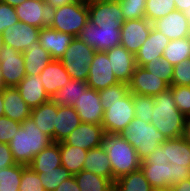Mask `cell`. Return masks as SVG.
<instances>
[{
    "label": "cell",
    "instance_id": "cell-1",
    "mask_svg": "<svg viewBox=\"0 0 190 191\" xmlns=\"http://www.w3.org/2000/svg\"><path fill=\"white\" fill-rule=\"evenodd\" d=\"M152 188L173 187L190 178V145L182 138L167 139L140 163Z\"/></svg>",
    "mask_w": 190,
    "mask_h": 191
},
{
    "label": "cell",
    "instance_id": "cell-2",
    "mask_svg": "<svg viewBox=\"0 0 190 191\" xmlns=\"http://www.w3.org/2000/svg\"><path fill=\"white\" fill-rule=\"evenodd\" d=\"M53 143L52 138L36 126L31 117L25 119L8 143L16 163L29 165L35 155Z\"/></svg>",
    "mask_w": 190,
    "mask_h": 191
},
{
    "label": "cell",
    "instance_id": "cell-3",
    "mask_svg": "<svg viewBox=\"0 0 190 191\" xmlns=\"http://www.w3.org/2000/svg\"><path fill=\"white\" fill-rule=\"evenodd\" d=\"M151 122L167 139L182 137L186 117L177 109L171 89L153 96Z\"/></svg>",
    "mask_w": 190,
    "mask_h": 191
},
{
    "label": "cell",
    "instance_id": "cell-4",
    "mask_svg": "<svg viewBox=\"0 0 190 191\" xmlns=\"http://www.w3.org/2000/svg\"><path fill=\"white\" fill-rule=\"evenodd\" d=\"M101 147L110 159L113 183L121 176L140 169V163L135 148L121 135L104 133Z\"/></svg>",
    "mask_w": 190,
    "mask_h": 191
},
{
    "label": "cell",
    "instance_id": "cell-5",
    "mask_svg": "<svg viewBox=\"0 0 190 191\" xmlns=\"http://www.w3.org/2000/svg\"><path fill=\"white\" fill-rule=\"evenodd\" d=\"M121 135L135 148L141 162L167 140L152 123L139 118H134L121 132Z\"/></svg>",
    "mask_w": 190,
    "mask_h": 191
},
{
    "label": "cell",
    "instance_id": "cell-6",
    "mask_svg": "<svg viewBox=\"0 0 190 191\" xmlns=\"http://www.w3.org/2000/svg\"><path fill=\"white\" fill-rule=\"evenodd\" d=\"M89 20L88 3L77 0L74 3L51 10L49 27L78 37Z\"/></svg>",
    "mask_w": 190,
    "mask_h": 191
},
{
    "label": "cell",
    "instance_id": "cell-7",
    "mask_svg": "<svg viewBox=\"0 0 190 191\" xmlns=\"http://www.w3.org/2000/svg\"><path fill=\"white\" fill-rule=\"evenodd\" d=\"M95 52L92 47L84 43L79 37H75L59 60L71 79L87 81L89 65L94 58Z\"/></svg>",
    "mask_w": 190,
    "mask_h": 191
},
{
    "label": "cell",
    "instance_id": "cell-8",
    "mask_svg": "<svg viewBox=\"0 0 190 191\" xmlns=\"http://www.w3.org/2000/svg\"><path fill=\"white\" fill-rule=\"evenodd\" d=\"M104 110L102 127L105 133L121 134L135 118L132 93L113 102H101Z\"/></svg>",
    "mask_w": 190,
    "mask_h": 191
},
{
    "label": "cell",
    "instance_id": "cell-9",
    "mask_svg": "<svg viewBox=\"0 0 190 191\" xmlns=\"http://www.w3.org/2000/svg\"><path fill=\"white\" fill-rule=\"evenodd\" d=\"M121 27L97 26L88 20L78 37L95 51H107L120 45Z\"/></svg>",
    "mask_w": 190,
    "mask_h": 191
},
{
    "label": "cell",
    "instance_id": "cell-10",
    "mask_svg": "<svg viewBox=\"0 0 190 191\" xmlns=\"http://www.w3.org/2000/svg\"><path fill=\"white\" fill-rule=\"evenodd\" d=\"M3 87H16L26 76L23 53L4 45L0 51Z\"/></svg>",
    "mask_w": 190,
    "mask_h": 191
},
{
    "label": "cell",
    "instance_id": "cell-11",
    "mask_svg": "<svg viewBox=\"0 0 190 191\" xmlns=\"http://www.w3.org/2000/svg\"><path fill=\"white\" fill-rule=\"evenodd\" d=\"M111 67L107 53L105 51H96L89 65L88 87L100 91L118 84L119 82L115 78Z\"/></svg>",
    "mask_w": 190,
    "mask_h": 191
},
{
    "label": "cell",
    "instance_id": "cell-12",
    "mask_svg": "<svg viewBox=\"0 0 190 191\" xmlns=\"http://www.w3.org/2000/svg\"><path fill=\"white\" fill-rule=\"evenodd\" d=\"M153 23L147 18L126 20L121 27V43L130 53L136 55L148 38Z\"/></svg>",
    "mask_w": 190,
    "mask_h": 191
},
{
    "label": "cell",
    "instance_id": "cell-13",
    "mask_svg": "<svg viewBox=\"0 0 190 191\" xmlns=\"http://www.w3.org/2000/svg\"><path fill=\"white\" fill-rule=\"evenodd\" d=\"M72 106L82 123L102 125L104 110L97 90L88 87Z\"/></svg>",
    "mask_w": 190,
    "mask_h": 191
},
{
    "label": "cell",
    "instance_id": "cell-14",
    "mask_svg": "<svg viewBox=\"0 0 190 191\" xmlns=\"http://www.w3.org/2000/svg\"><path fill=\"white\" fill-rule=\"evenodd\" d=\"M128 86L129 92L144 96H155L169 88L163 79L148 72L142 66L136 67Z\"/></svg>",
    "mask_w": 190,
    "mask_h": 191
},
{
    "label": "cell",
    "instance_id": "cell-15",
    "mask_svg": "<svg viewBox=\"0 0 190 191\" xmlns=\"http://www.w3.org/2000/svg\"><path fill=\"white\" fill-rule=\"evenodd\" d=\"M39 31L40 28L19 21L2 32L4 45L23 53L31 43L38 40Z\"/></svg>",
    "mask_w": 190,
    "mask_h": 191
},
{
    "label": "cell",
    "instance_id": "cell-16",
    "mask_svg": "<svg viewBox=\"0 0 190 191\" xmlns=\"http://www.w3.org/2000/svg\"><path fill=\"white\" fill-rule=\"evenodd\" d=\"M104 133L102 125L81 122L63 141L88 151L101 146Z\"/></svg>",
    "mask_w": 190,
    "mask_h": 191
},
{
    "label": "cell",
    "instance_id": "cell-17",
    "mask_svg": "<svg viewBox=\"0 0 190 191\" xmlns=\"http://www.w3.org/2000/svg\"><path fill=\"white\" fill-rule=\"evenodd\" d=\"M89 20L97 26H122L125 21L118 0L88 3Z\"/></svg>",
    "mask_w": 190,
    "mask_h": 191
},
{
    "label": "cell",
    "instance_id": "cell-18",
    "mask_svg": "<svg viewBox=\"0 0 190 191\" xmlns=\"http://www.w3.org/2000/svg\"><path fill=\"white\" fill-rule=\"evenodd\" d=\"M112 66V71L119 83L129 84L132 74L137 67L135 55L122 45L105 51Z\"/></svg>",
    "mask_w": 190,
    "mask_h": 191
},
{
    "label": "cell",
    "instance_id": "cell-19",
    "mask_svg": "<svg viewBox=\"0 0 190 191\" xmlns=\"http://www.w3.org/2000/svg\"><path fill=\"white\" fill-rule=\"evenodd\" d=\"M15 12L20 22L40 29L49 25L51 10L42 0H24Z\"/></svg>",
    "mask_w": 190,
    "mask_h": 191
},
{
    "label": "cell",
    "instance_id": "cell-20",
    "mask_svg": "<svg viewBox=\"0 0 190 191\" xmlns=\"http://www.w3.org/2000/svg\"><path fill=\"white\" fill-rule=\"evenodd\" d=\"M153 27L164 34L169 40L190 36V22L183 12L174 10L153 22Z\"/></svg>",
    "mask_w": 190,
    "mask_h": 191
},
{
    "label": "cell",
    "instance_id": "cell-21",
    "mask_svg": "<svg viewBox=\"0 0 190 191\" xmlns=\"http://www.w3.org/2000/svg\"><path fill=\"white\" fill-rule=\"evenodd\" d=\"M169 42L170 40L164 34L152 27L148 38L135 55L137 66L143 67L150 61L162 58L164 49Z\"/></svg>",
    "mask_w": 190,
    "mask_h": 191
},
{
    "label": "cell",
    "instance_id": "cell-22",
    "mask_svg": "<svg viewBox=\"0 0 190 191\" xmlns=\"http://www.w3.org/2000/svg\"><path fill=\"white\" fill-rule=\"evenodd\" d=\"M74 38L72 35L59 32L47 26L40 29L38 39L40 45L50 53L51 57L59 60Z\"/></svg>",
    "mask_w": 190,
    "mask_h": 191
},
{
    "label": "cell",
    "instance_id": "cell-23",
    "mask_svg": "<svg viewBox=\"0 0 190 191\" xmlns=\"http://www.w3.org/2000/svg\"><path fill=\"white\" fill-rule=\"evenodd\" d=\"M16 88L31 109L50 100L44 90L40 75L26 74Z\"/></svg>",
    "mask_w": 190,
    "mask_h": 191
},
{
    "label": "cell",
    "instance_id": "cell-24",
    "mask_svg": "<svg viewBox=\"0 0 190 191\" xmlns=\"http://www.w3.org/2000/svg\"><path fill=\"white\" fill-rule=\"evenodd\" d=\"M45 92L51 98L58 90L64 87L71 79L62 62L53 59L40 73Z\"/></svg>",
    "mask_w": 190,
    "mask_h": 191
},
{
    "label": "cell",
    "instance_id": "cell-25",
    "mask_svg": "<svg viewBox=\"0 0 190 191\" xmlns=\"http://www.w3.org/2000/svg\"><path fill=\"white\" fill-rule=\"evenodd\" d=\"M4 115L22 123L30 117L31 108L23 100L16 87H3Z\"/></svg>",
    "mask_w": 190,
    "mask_h": 191
},
{
    "label": "cell",
    "instance_id": "cell-26",
    "mask_svg": "<svg viewBox=\"0 0 190 191\" xmlns=\"http://www.w3.org/2000/svg\"><path fill=\"white\" fill-rule=\"evenodd\" d=\"M80 124V117L73 106L60 107L57 105V116L54 124V142L63 141Z\"/></svg>",
    "mask_w": 190,
    "mask_h": 191
},
{
    "label": "cell",
    "instance_id": "cell-27",
    "mask_svg": "<svg viewBox=\"0 0 190 191\" xmlns=\"http://www.w3.org/2000/svg\"><path fill=\"white\" fill-rule=\"evenodd\" d=\"M23 58L26 74L34 75H40L47 64L53 60L50 53L40 45L39 39L27 47L23 52Z\"/></svg>",
    "mask_w": 190,
    "mask_h": 191
},
{
    "label": "cell",
    "instance_id": "cell-28",
    "mask_svg": "<svg viewBox=\"0 0 190 191\" xmlns=\"http://www.w3.org/2000/svg\"><path fill=\"white\" fill-rule=\"evenodd\" d=\"M56 116L57 104L51 99L38 107L32 108L30 114L36 126H38L44 134L52 138L53 142Z\"/></svg>",
    "mask_w": 190,
    "mask_h": 191
},
{
    "label": "cell",
    "instance_id": "cell-29",
    "mask_svg": "<svg viewBox=\"0 0 190 191\" xmlns=\"http://www.w3.org/2000/svg\"><path fill=\"white\" fill-rule=\"evenodd\" d=\"M83 170L110 179L113 182V172L107 152L100 146L88 150Z\"/></svg>",
    "mask_w": 190,
    "mask_h": 191
},
{
    "label": "cell",
    "instance_id": "cell-30",
    "mask_svg": "<svg viewBox=\"0 0 190 191\" xmlns=\"http://www.w3.org/2000/svg\"><path fill=\"white\" fill-rule=\"evenodd\" d=\"M36 173L50 171L62 166L60 155V142H53L49 147L43 149L35 155L33 161L29 164Z\"/></svg>",
    "mask_w": 190,
    "mask_h": 191
},
{
    "label": "cell",
    "instance_id": "cell-31",
    "mask_svg": "<svg viewBox=\"0 0 190 191\" xmlns=\"http://www.w3.org/2000/svg\"><path fill=\"white\" fill-rule=\"evenodd\" d=\"M88 88L87 81L70 79V81L51 96V100L60 107L72 106Z\"/></svg>",
    "mask_w": 190,
    "mask_h": 191
},
{
    "label": "cell",
    "instance_id": "cell-32",
    "mask_svg": "<svg viewBox=\"0 0 190 191\" xmlns=\"http://www.w3.org/2000/svg\"><path fill=\"white\" fill-rule=\"evenodd\" d=\"M87 152V150H83L79 147L67 145L64 141L60 142L62 166L73 176L83 170Z\"/></svg>",
    "mask_w": 190,
    "mask_h": 191
},
{
    "label": "cell",
    "instance_id": "cell-33",
    "mask_svg": "<svg viewBox=\"0 0 190 191\" xmlns=\"http://www.w3.org/2000/svg\"><path fill=\"white\" fill-rule=\"evenodd\" d=\"M80 191H112L114 183L105 177L82 170L74 175Z\"/></svg>",
    "mask_w": 190,
    "mask_h": 191
},
{
    "label": "cell",
    "instance_id": "cell-34",
    "mask_svg": "<svg viewBox=\"0 0 190 191\" xmlns=\"http://www.w3.org/2000/svg\"><path fill=\"white\" fill-rule=\"evenodd\" d=\"M116 191H152V186L141 169L117 178L114 182Z\"/></svg>",
    "mask_w": 190,
    "mask_h": 191
},
{
    "label": "cell",
    "instance_id": "cell-35",
    "mask_svg": "<svg viewBox=\"0 0 190 191\" xmlns=\"http://www.w3.org/2000/svg\"><path fill=\"white\" fill-rule=\"evenodd\" d=\"M162 58L167 59L173 66L190 58V36L170 40L165 47Z\"/></svg>",
    "mask_w": 190,
    "mask_h": 191
},
{
    "label": "cell",
    "instance_id": "cell-36",
    "mask_svg": "<svg viewBox=\"0 0 190 191\" xmlns=\"http://www.w3.org/2000/svg\"><path fill=\"white\" fill-rule=\"evenodd\" d=\"M27 165L15 164L0 169V191H19L22 170Z\"/></svg>",
    "mask_w": 190,
    "mask_h": 191
},
{
    "label": "cell",
    "instance_id": "cell-37",
    "mask_svg": "<svg viewBox=\"0 0 190 191\" xmlns=\"http://www.w3.org/2000/svg\"><path fill=\"white\" fill-rule=\"evenodd\" d=\"M174 10H176L174 0H146L145 15L151 23Z\"/></svg>",
    "mask_w": 190,
    "mask_h": 191
},
{
    "label": "cell",
    "instance_id": "cell-38",
    "mask_svg": "<svg viewBox=\"0 0 190 191\" xmlns=\"http://www.w3.org/2000/svg\"><path fill=\"white\" fill-rule=\"evenodd\" d=\"M42 186L45 191H54L63 181L73 175L63 166H59L50 171L38 173Z\"/></svg>",
    "mask_w": 190,
    "mask_h": 191
},
{
    "label": "cell",
    "instance_id": "cell-39",
    "mask_svg": "<svg viewBox=\"0 0 190 191\" xmlns=\"http://www.w3.org/2000/svg\"><path fill=\"white\" fill-rule=\"evenodd\" d=\"M132 101L135 111V118H139L150 123L152 110L155 105L153 96H144L132 93Z\"/></svg>",
    "mask_w": 190,
    "mask_h": 191
},
{
    "label": "cell",
    "instance_id": "cell-40",
    "mask_svg": "<svg viewBox=\"0 0 190 191\" xmlns=\"http://www.w3.org/2000/svg\"><path fill=\"white\" fill-rule=\"evenodd\" d=\"M145 70L163 79L169 86L172 83L174 66L165 58L150 61L143 66Z\"/></svg>",
    "mask_w": 190,
    "mask_h": 191
},
{
    "label": "cell",
    "instance_id": "cell-41",
    "mask_svg": "<svg viewBox=\"0 0 190 191\" xmlns=\"http://www.w3.org/2000/svg\"><path fill=\"white\" fill-rule=\"evenodd\" d=\"M124 20L146 18V0H118Z\"/></svg>",
    "mask_w": 190,
    "mask_h": 191
},
{
    "label": "cell",
    "instance_id": "cell-42",
    "mask_svg": "<svg viewBox=\"0 0 190 191\" xmlns=\"http://www.w3.org/2000/svg\"><path fill=\"white\" fill-rule=\"evenodd\" d=\"M177 109L187 118L190 117V86H169Z\"/></svg>",
    "mask_w": 190,
    "mask_h": 191
},
{
    "label": "cell",
    "instance_id": "cell-43",
    "mask_svg": "<svg viewBox=\"0 0 190 191\" xmlns=\"http://www.w3.org/2000/svg\"><path fill=\"white\" fill-rule=\"evenodd\" d=\"M19 191H45L38 173L31 169L29 165L22 170Z\"/></svg>",
    "mask_w": 190,
    "mask_h": 191
},
{
    "label": "cell",
    "instance_id": "cell-44",
    "mask_svg": "<svg viewBox=\"0 0 190 191\" xmlns=\"http://www.w3.org/2000/svg\"><path fill=\"white\" fill-rule=\"evenodd\" d=\"M171 85L190 86V58L174 66Z\"/></svg>",
    "mask_w": 190,
    "mask_h": 191
},
{
    "label": "cell",
    "instance_id": "cell-45",
    "mask_svg": "<svg viewBox=\"0 0 190 191\" xmlns=\"http://www.w3.org/2000/svg\"><path fill=\"white\" fill-rule=\"evenodd\" d=\"M98 92L101 102H113L126 96L129 93V86L125 83H118Z\"/></svg>",
    "mask_w": 190,
    "mask_h": 191
},
{
    "label": "cell",
    "instance_id": "cell-46",
    "mask_svg": "<svg viewBox=\"0 0 190 191\" xmlns=\"http://www.w3.org/2000/svg\"><path fill=\"white\" fill-rule=\"evenodd\" d=\"M20 126L21 123L17 121L0 116V143H9Z\"/></svg>",
    "mask_w": 190,
    "mask_h": 191
},
{
    "label": "cell",
    "instance_id": "cell-47",
    "mask_svg": "<svg viewBox=\"0 0 190 191\" xmlns=\"http://www.w3.org/2000/svg\"><path fill=\"white\" fill-rule=\"evenodd\" d=\"M19 22L15 7L0 1V34L11 25Z\"/></svg>",
    "mask_w": 190,
    "mask_h": 191
},
{
    "label": "cell",
    "instance_id": "cell-48",
    "mask_svg": "<svg viewBox=\"0 0 190 191\" xmlns=\"http://www.w3.org/2000/svg\"><path fill=\"white\" fill-rule=\"evenodd\" d=\"M17 164L8 143H0V169Z\"/></svg>",
    "mask_w": 190,
    "mask_h": 191
},
{
    "label": "cell",
    "instance_id": "cell-49",
    "mask_svg": "<svg viewBox=\"0 0 190 191\" xmlns=\"http://www.w3.org/2000/svg\"><path fill=\"white\" fill-rule=\"evenodd\" d=\"M54 191H80L78 183L74 176L63 181Z\"/></svg>",
    "mask_w": 190,
    "mask_h": 191
},
{
    "label": "cell",
    "instance_id": "cell-50",
    "mask_svg": "<svg viewBox=\"0 0 190 191\" xmlns=\"http://www.w3.org/2000/svg\"><path fill=\"white\" fill-rule=\"evenodd\" d=\"M76 1L77 0H44V3L50 8V10H54L58 7L68 5Z\"/></svg>",
    "mask_w": 190,
    "mask_h": 191
},
{
    "label": "cell",
    "instance_id": "cell-51",
    "mask_svg": "<svg viewBox=\"0 0 190 191\" xmlns=\"http://www.w3.org/2000/svg\"><path fill=\"white\" fill-rule=\"evenodd\" d=\"M171 191H190V178L183 180L176 186L171 187Z\"/></svg>",
    "mask_w": 190,
    "mask_h": 191
},
{
    "label": "cell",
    "instance_id": "cell-52",
    "mask_svg": "<svg viewBox=\"0 0 190 191\" xmlns=\"http://www.w3.org/2000/svg\"><path fill=\"white\" fill-rule=\"evenodd\" d=\"M182 138L190 145V117L186 118Z\"/></svg>",
    "mask_w": 190,
    "mask_h": 191
},
{
    "label": "cell",
    "instance_id": "cell-53",
    "mask_svg": "<svg viewBox=\"0 0 190 191\" xmlns=\"http://www.w3.org/2000/svg\"><path fill=\"white\" fill-rule=\"evenodd\" d=\"M176 10L184 12L186 9H190V0H174Z\"/></svg>",
    "mask_w": 190,
    "mask_h": 191
},
{
    "label": "cell",
    "instance_id": "cell-54",
    "mask_svg": "<svg viewBox=\"0 0 190 191\" xmlns=\"http://www.w3.org/2000/svg\"><path fill=\"white\" fill-rule=\"evenodd\" d=\"M0 1L10 6L16 7L19 4H21L24 0H0Z\"/></svg>",
    "mask_w": 190,
    "mask_h": 191
},
{
    "label": "cell",
    "instance_id": "cell-55",
    "mask_svg": "<svg viewBox=\"0 0 190 191\" xmlns=\"http://www.w3.org/2000/svg\"><path fill=\"white\" fill-rule=\"evenodd\" d=\"M3 88H0V116L4 115V105H3Z\"/></svg>",
    "mask_w": 190,
    "mask_h": 191
},
{
    "label": "cell",
    "instance_id": "cell-56",
    "mask_svg": "<svg viewBox=\"0 0 190 191\" xmlns=\"http://www.w3.org/2000/svg\"><path fill=\"white\" fill-rule=\"evenodd\" d=\"M152 191H171L170 187L167 188H153Z\"/></svg>",
    "mask_w": 190,
    "mask_h": 191
},
{
    "label": "cell",
    "instance_id": "cell-57",
    "mask_svg": "<svg viewBox=\"0 0 190 191\" xmlns=\"http://www.w3.org/2000/svg\"><path fill=\"white\" fill-rule=\"evenodd\" d=\"M87 3H97V2H105V1H113V0H85Z\"/></svg>",
    "mask_w": 190,
    "mask_h": 191
},
{
    "label": "cell",
    "instance_id": "cell-58",
    "mask_svg": "<svg viewBox=\"0 0 190 191\" xmlns=\"http://www.w3.org/2000/svg\"><path fill=\"white\" fill-rule=\"evenodd\" d=\"M183 13L186 16V18L188 19V21L190 22V9H186Z\"/></svg>",
    "mask_w": 190,
    "mask_h": 191
},
{
    "label": "cell",
    "instance_id": "cell-59",
    "mask_svg": "<svg viewBox=\"0 0 190 191\" xmlns=\"http://www.w3.org/2000/svg\"><path fill=\"white\" fill-rule=\"evenodd\" d=\"M3 46H4V41H3L2 34H0V51L3 48Z\"/></svg>",
    "mask_w": 190,
    "mask_h": 191
},
{
    "label": "cell",
    "instance_id": "cell-60",
    "mask_svg": "<svg viewBox=\"0 0 190 191\" xmlns=\"http://www.w3.org/2000/svg\"><path fill=\"white\" fill-rule=\"evenodd\" d=\"M0 88H3V85H2V77H1V69H0Z\"/></svg>",
    "mask_w": 190,
    "mask_h": 191
}]
</instances>
